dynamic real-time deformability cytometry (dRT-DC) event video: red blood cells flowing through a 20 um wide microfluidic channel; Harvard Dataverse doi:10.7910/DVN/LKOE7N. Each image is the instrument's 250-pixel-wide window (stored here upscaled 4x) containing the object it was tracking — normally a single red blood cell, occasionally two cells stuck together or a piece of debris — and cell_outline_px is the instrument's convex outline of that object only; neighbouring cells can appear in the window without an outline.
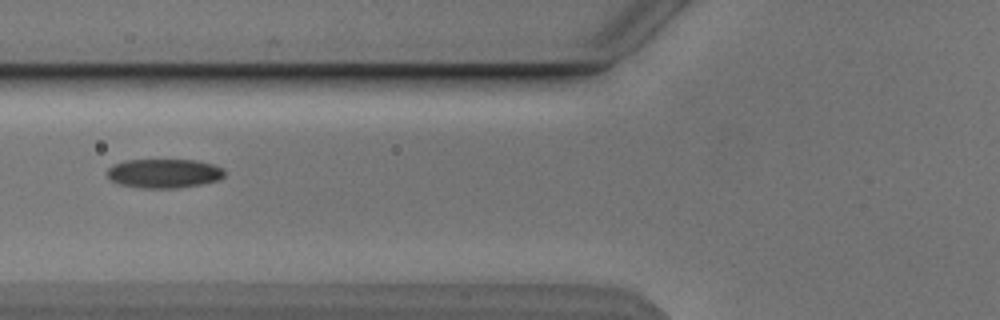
{"species": "Egyptian fruit bat (a non-hibernating species)", "species_latin": "Rousettus aegyptiacus", "temperature_condition": "cold", "stored_images_in_passage": 10, "camera_frame_rate_fps": 3000, "um_per_image_px": 0.085, "animal": {"sex": "male"}, "frame": {"image": 1, "passage_image": 6, "time_ms": 6.667, "image_size_px": [1000, 320], "cell_outline_px": [[224, 176], [220, 180], [200, 184], [176, 188], [140, 188], [120, 184], [112, 180], [108, 176], [108, 168], [112, 164], [124, 160], [196, 160], [212, 164], [224, 168]], "centroid_in_image_um": [13.95, 14.73], "position_along_channel_um": 111.9, "area_um2": 19.94}}
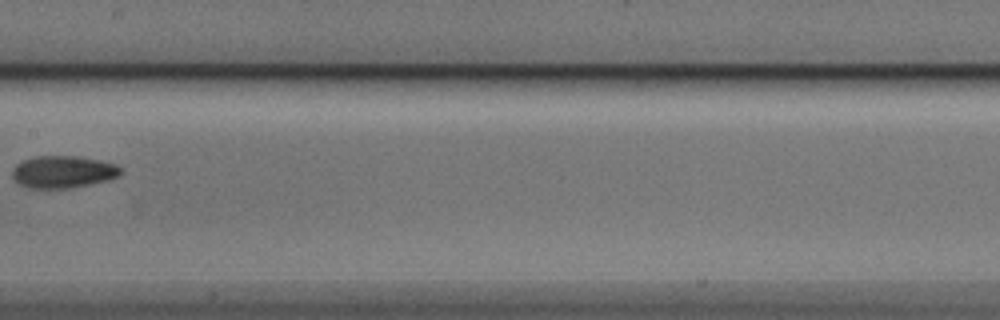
{"frame": {"image": 2, "passage_image": 8, "time_ms": 9.0, "image_size_px": [1000, 320], "cell_outline_px": [[120, 176], [108, 180], [72, 188], [28, 188], [12, 180], [12, 168], [16, 164], [24, 160], [36, 156], [76, 156], [100, 160], [116, 164], [120, 168]], "centroid_in_image_um": [5.33, 14.61], "position_along_channel_um": 202.1, "area_um2": 20.46}}
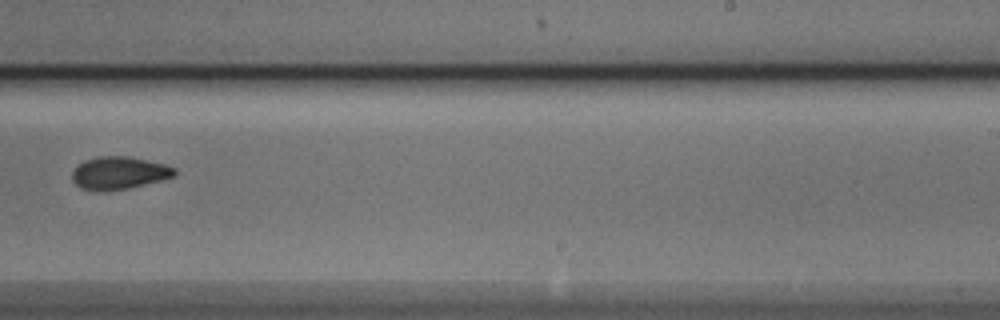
{"frame": {"image": 3, "passage_image": 10, "time_ms": 11.0, "image_size_px": [1000, 320], "cell_outline_px": [[176, 172], [172, 176], [160, 180], [128, 188], [100, 192], [96, 192], [80, 188], [72, 180], [72, 172], [76, 164], [84, 160], [96, 156], [124, 156], [164, 164], [176, 168]], "centroid_in_image_um": [10.03, 14.71], "position_along_channel_um": 279.0, "area_um2": 19.48}}